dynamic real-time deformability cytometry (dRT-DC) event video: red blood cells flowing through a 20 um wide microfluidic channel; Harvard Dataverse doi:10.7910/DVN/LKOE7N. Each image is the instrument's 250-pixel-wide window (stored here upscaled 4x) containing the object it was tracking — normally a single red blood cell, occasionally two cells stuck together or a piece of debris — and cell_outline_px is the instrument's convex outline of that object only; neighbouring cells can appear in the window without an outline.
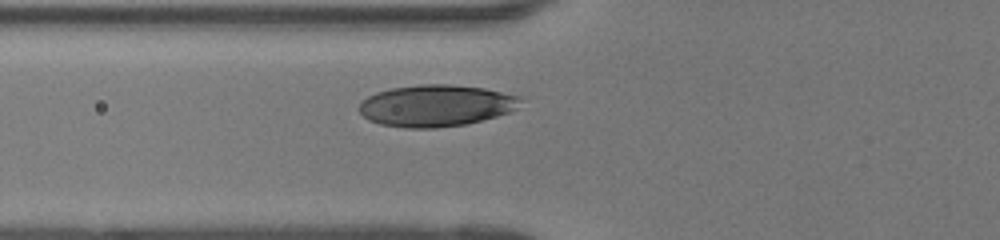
{"species": "human", "species_latin": "Homo sapiens", "temperature_condition": "room temperature", "stored_images_in_passage": 28, "camera_frame_rate_fps": 3000, "um_per_image_px": 0.085, "donor": {"sex": "female"}, "frame": {"image": 1, "passage_image": 3, "time_ms": 0.667, "image_size_px": [1000, 240], "cell_outline_px": [[520, 100], [516, 108], [512, 112], [464, 124], [436, 128], [404, 128], [380, 124], [368, 120], [356, 108], [360, 100], [376, 92], [392, 88], [420, 84], [448, 84], [484, 88], [520, 96]], "centroid_in_image_um": [37.0, 8.98], "position_along_channel_um": 88.8, "area_um2": 39.3}}
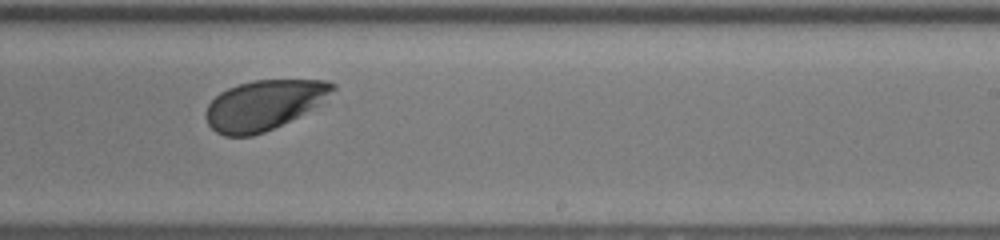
{"frame": {"image": 2, "passage_image": 16, "time_ms": 5.0, "image_size_px": [1000, 240], "cell_outline_px": [[336, 88], [328, 104], [264, 132], [252, 136], [224, 136], [216, 132], [208, 124], [204, 116], [204, 112], [208, 104], [220, 92], [228, 88], [252, 80], [328, 80], [336, 84]], "centroid_in_image_um": [22.54, 8.92], "position_along_channel_um": 266.5, "area_um2": 37.8}}
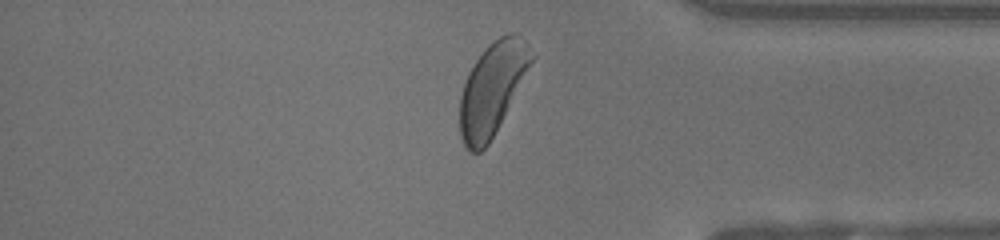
{"frame": {"image": 3, "passage_image": 26, "time_ms": 8.333, "image_size_px": [1000, 240], "cell_outline_px": [[536, 56], [488, 144], [480, 152], [468, 152], [464, 148], [460, 136], [460, 96], [468, 72], [476, 60], [488, 44], [500, 36], [508, 32], [516, 32], [524, 40]], "centroid_in_image_um": [41.83, 7.52], "position_along_channel_um": 393.4, "area_um2": 38.15}, "authors_computed_cell_mechanics": {"area_um2": 38.8705, "velocity_mm_per_s": 4.0993, "shape_relaxation_time_tau1_ms": 1.2661, "shape_relaxation_time_tau2_ms": null, "deformation_change_tau1": 0.0937, "deformation_change_tau2": null}}